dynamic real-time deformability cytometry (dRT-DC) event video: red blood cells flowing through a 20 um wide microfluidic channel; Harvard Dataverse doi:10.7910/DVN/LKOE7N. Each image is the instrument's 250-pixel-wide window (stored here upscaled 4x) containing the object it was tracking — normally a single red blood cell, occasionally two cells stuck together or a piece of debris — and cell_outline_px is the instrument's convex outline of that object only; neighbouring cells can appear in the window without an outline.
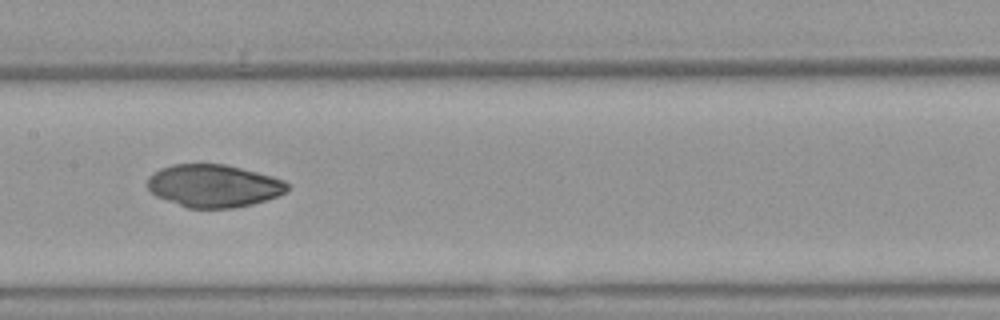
{"species": "Egyptian fruit bat (a non-hibernating species)", "species_latin": "Rousettus aegyptiacus", "temperature_condition": "warm", "stored_images_in_passage": 9, "camera_frame_rate_fps": 3000, "um_per_image_px": 0.085, "animal": {"sex": "female"}, "frame": {"image": 1, "passage_image": 8, "time_ms": 2.333, "image_size_px": [1000, 320], "cell_outline_px": [[288, 188], [284, 192], [276, 196], [252, 204], [236, 208], [188, 208], [156, 196], [148, 188], [148, 176], [160, 168], [172, 164], [224, 164], [272, 176], [284, 180], [288, 184]], "centroid_in_image_um": [18.14, 15.79], "position_along_channel_um": 189.3, "area_um2": 34.56}}
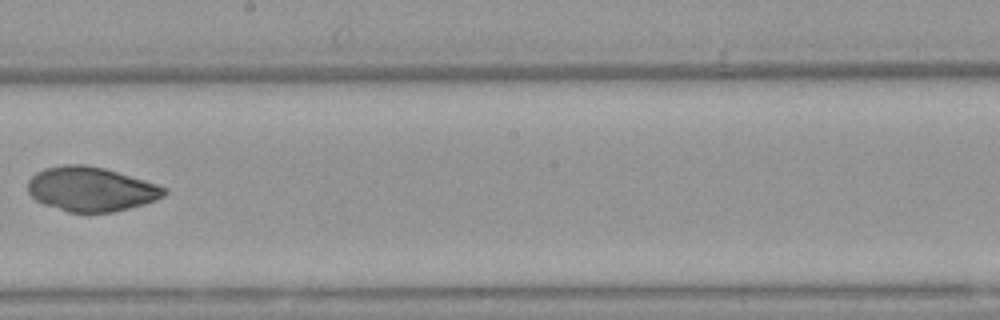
{"frame": {"image": 2, "passage_image": 9, "time_ms": 2.667, "image_size_px": [1000, 320], "cell_outline_px": [[168, 192], [164, 196], [156, 200], [144, 204], [112, 212], [68, 212], [44, 204], [36, 200], [28, 192], [28, 180], [36, 172], [44, 168], [64, 164], [84, 164], [104, 168], [144, 180], [168, 188]], "centroid_in_image_um": [7.73, 16.07], "position_along_channel_um": 240.5, "area_um2": 35.26}}